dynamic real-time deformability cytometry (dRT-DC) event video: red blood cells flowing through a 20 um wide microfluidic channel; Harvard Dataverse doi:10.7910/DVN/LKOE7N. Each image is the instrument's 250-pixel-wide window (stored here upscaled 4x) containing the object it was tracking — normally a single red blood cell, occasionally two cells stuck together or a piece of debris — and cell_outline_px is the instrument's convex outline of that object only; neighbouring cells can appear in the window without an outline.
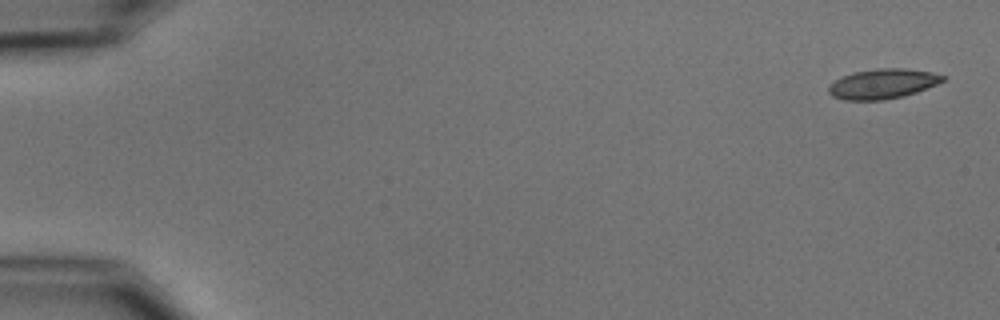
{"species": "common noctule bat (a hibernating species)", "species_latin": "Nyctalus noctula", "temperature_condition": "cold", "stored_images_in_passage": 5, "camera_frame_rate_fps": 3000, "um_per_image_px": 0.085, "animal": {"sex": "male", "body_mass_g": 15.6}, "frame": {"image": 1, "passage_image": 1, "time_ms": 0.0, "image_size_px": [1000, 320], "cell_outline_px": [[944, 80], [936, 84], [916, 92], [904, 96], [884, 100], [844, 100], [832, 96], [828, 92], [828, 88], [836, 80], [852, 72], [876, 68], [904, 68], [932, 72], [944, 76]], "centroid_in_image_um": [75.02, 7.12], "position_along_channel_um": 10.0, "area_um2": 19.77}}
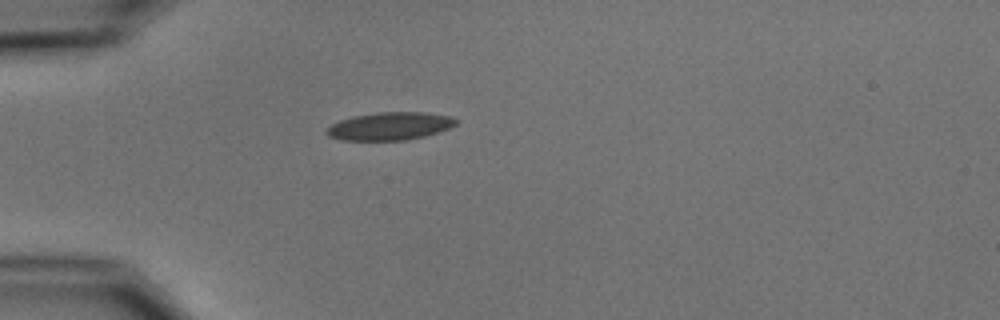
{"frame": {"image": 2, "passage_image": 4, "time_ms": 4.667, "image_size_px": [1000, 320], "cell_outline_px": [[460, 120], [456, 124], [448, 128], [424, 136], [408, 140], [340, 140], [328, 136], [324, 132], [324, 128], [340, 120], [352, 116], [376, 112], [428, 112], [448, 116]], "centroid_in_image_um": [33.09, 10.72], "position_along_channel_um": 51.9, "area_um2": 21.15}}